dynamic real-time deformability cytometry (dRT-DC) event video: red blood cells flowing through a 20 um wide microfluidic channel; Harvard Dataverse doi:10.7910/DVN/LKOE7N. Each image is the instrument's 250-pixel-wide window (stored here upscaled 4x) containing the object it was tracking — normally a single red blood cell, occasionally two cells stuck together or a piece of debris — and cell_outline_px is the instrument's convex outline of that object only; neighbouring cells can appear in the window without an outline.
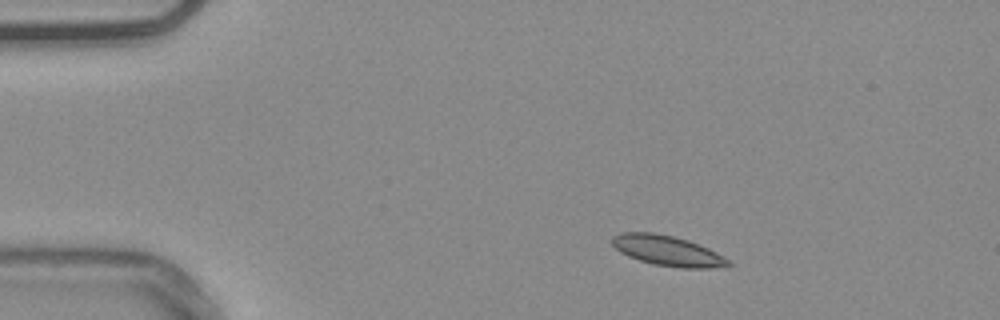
{"species": "common noctule bat (a hibernating species)", "species_latin": "Nyctalus noctula", "temperature_condition": "warm", "stored_images_in_passage": 46, "camera_frame_rate_fps": 3000, "um_per_image_px": 0.085, "animal": {"sex": "male", "body_mass_g": 20.4}, "frame": {"image": 1, "passage_image": 1, "time_ms": 0.0, "image_size_px": [1000, 320], "cell_outline_px": [[732, 264], [728, 268], [680, 268], [652, 264], [628, 256], [620, 252], [612, 244], [612, 236], [620, 232], [652, 232], [672, 236], [688, 240], [708, 248], [716, 252], [728, 260]], "centroid_in_image_um": [56.75, 21.32], "position_along_channel_um": 28.2, "area_um2": 20.58}}
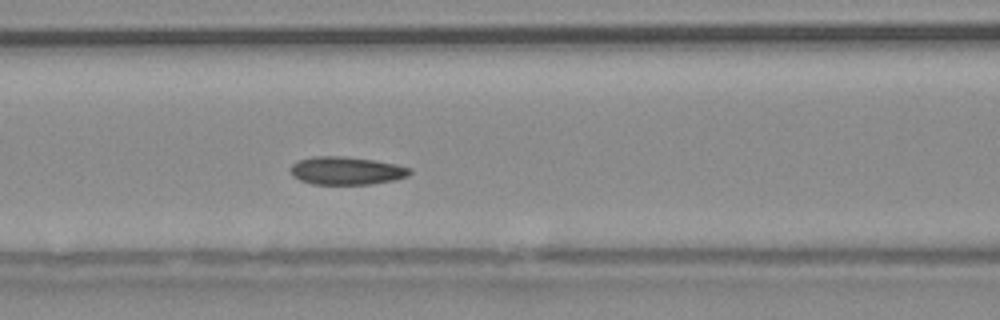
{"frame": {"image": 2, "passage_image": 15, "time_ms": 4.667, "image_size_px": [1000, 320], "cell_outline_px": [[412, 172], [408, 176], [396, 180], [368, 184], [312, 184], [300, 180], [292, 176], [292, 164], [296, 160], [316, 156], [340, 156], [376, 160], [396, 164], [412, 168]], "centroid_in_image_um": [29.47, 14.5], "position_along_channel_um": 137.1, "area_um2": 19.54}}
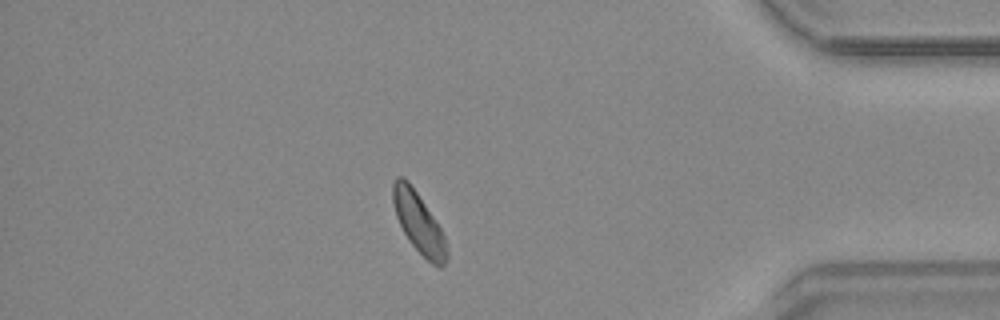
{"frame": {"image": 3, "passage_image": 39, "time_ms": 12.667, "image_size_px": [1000, 320], "cell_outline_px": [[448, 260], [440, 268], [432, 264], [408, 240], [396, 216], [392, 200], [392, 184], [396, 176], [404, 176], [408, 180], [440, 228], [444, 236], [448, 248]], "centroid_in_image_um": [35.58, 18.93], "position_along_channel_um": 399.6, "area_um2": 18.73}, "authors_computed_cell_mechanics": {"area_um2": 19.1896, "velocity_mm_per_s": 3.7154, "shape_relaxation_time_tau1_ms": 6.1402, "shape_relaxation_time_tau2_ms": 1.8638, "deformation_change_tau1": 0.0838, "deformation_change_tau2": 0.0653}}